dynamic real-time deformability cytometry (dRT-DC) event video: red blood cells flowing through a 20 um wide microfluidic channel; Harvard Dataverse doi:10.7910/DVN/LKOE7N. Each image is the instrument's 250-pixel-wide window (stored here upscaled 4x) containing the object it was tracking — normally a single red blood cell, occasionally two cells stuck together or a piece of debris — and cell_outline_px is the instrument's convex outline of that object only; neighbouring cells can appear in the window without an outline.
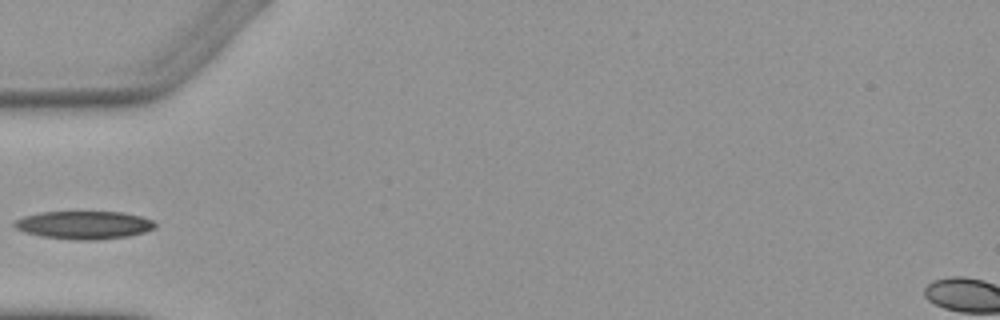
{"species": "Egyptian fruit bat (a non-hibernating species)", "species_latin": "Rousettus aegyptiacus", "temperature_condition": "warm", "stored_images_in_passage": 4, "camera_frame_rate_fps": 3000, "um_per_image_px": 0.085, "animal": {"sex": "female"}, "frame": {"image": 1, "passage_image": 4, "time_ms": 3.667, "image_size_px": [1000, 320], "cell_outline_px": [[156, 228], [144, 232], [128, 236], [96, 240], [72, 240], [40, 236], [24, 232], [16, 228], [12, 224], [16, 220], [24, 216], [40, 212], [120, 212], [140, 216], [152, 220], [156, 224]], "centroid_in_image_um": [7.13, 19.13], "position_along_channel_um": 77.9, "area_um2": 23.0}}